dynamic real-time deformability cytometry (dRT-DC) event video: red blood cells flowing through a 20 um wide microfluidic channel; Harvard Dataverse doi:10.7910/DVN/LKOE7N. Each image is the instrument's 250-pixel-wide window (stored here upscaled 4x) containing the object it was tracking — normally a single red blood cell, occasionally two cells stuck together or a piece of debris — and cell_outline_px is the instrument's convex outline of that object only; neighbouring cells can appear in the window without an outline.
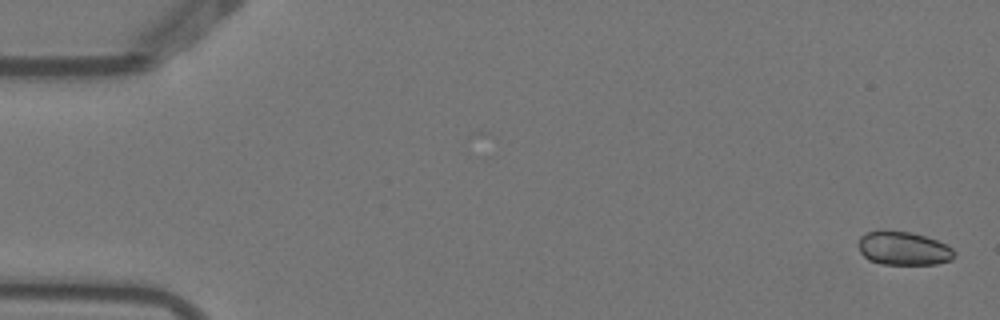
{"species": "Egyptian fruit bat (a non-hibernating species)", "species_latin": "Rousettus aegyptiacus", "temperature_condition": "warm", "stored_images_in_passage": 6, "camera_frame_rate_fps": 3000, "um_per_image_px": 0.085, "animal": {"sex": "female"}, "frame": {"image": 1, "passage_image": 1, "time_ms": 0.0, "image_size_px": [1000, 320], "cell_outline_px": [[956, 256], [952, 260], [936, 264], [880, 264], [868, 260], [860, 252], [856, 244], [860, 236], [868, 232], [908, 232], [924, 236], [936, 240], [952, 248], [956, 252]], "centroid_in_image_um": [76.79, 21.15], "position_along_channel_um": 8.2, "area_um2": 18.61}}
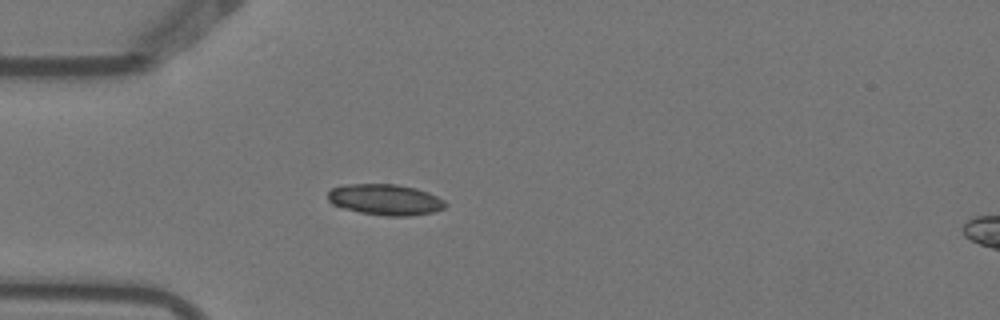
{"frame": {"image": 2, "passage_image": 5, "time_ms": 1.333, "image_size_px": [1000, 320], "cell_outline_px": [[448, 204], [444, 208], [436, 212], [408, 216], [388, 216], [360, 212], [344, 208], [332, 204], [328, 200], [328, 192], [332, 188], [344, 184], [396, 184], [416, 188], [428, 192], [444, 200]], "centroid_in_image_um": [32.77, 16.97], "position_along_channel_um": 52.2, "area_um2": 21.27}}